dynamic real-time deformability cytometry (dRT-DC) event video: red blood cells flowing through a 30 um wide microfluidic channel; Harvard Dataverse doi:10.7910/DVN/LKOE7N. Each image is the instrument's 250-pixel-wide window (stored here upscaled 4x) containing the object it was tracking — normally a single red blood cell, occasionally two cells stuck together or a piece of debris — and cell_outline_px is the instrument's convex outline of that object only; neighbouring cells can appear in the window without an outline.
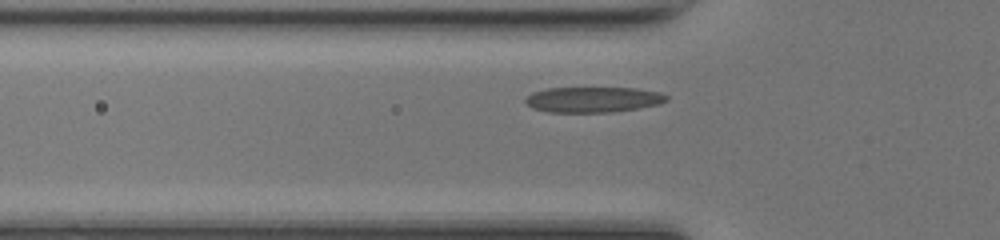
{"species": "common noctule bat (a hibernating species)", "species_latin": "Nyctalus noctula", "temperature_condition": "room temperature", "stored_images_in_passage": 28, "camera_frame_rate_fps": 3000, "um_per_image_px": 0.085, "animal": {"sex": "female", "body_mass_g": 17.0, "forearm_length_mm": 48.0}, "frame": {"image": 1, "passage_image": 4, "time_ms": 1.0, "image_size_px": [1000, 240], "cell_outline_px": [[668, 100], [660, 104], [612, 112], [548, 112], [532, 108], [524, 100], [532, 92], [548, 88], [636, 88], [660, 92], [668, 96]], "centroid_in_image_um": [50.42, 8.46], "position_along_channel_um": 75.4, "area_um2": 20.92}}
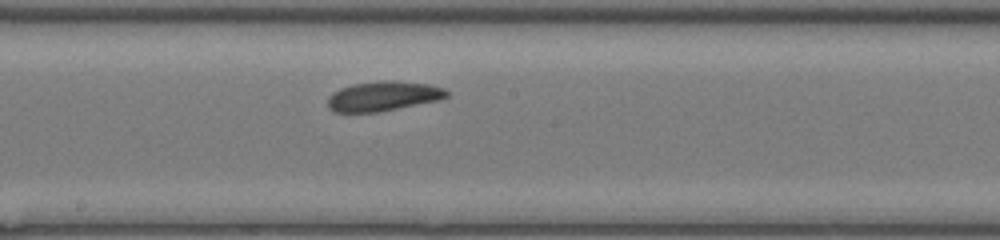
{"frame": {"image": 2, "passage_image": 14, "time_ms": 4.333, "image_size_px": [1000, 240], "cell_outline_px": [[448, 96], [440, 100], [380, 112], [332, 112], [328, 108], [328, 96], [332, 92], [340, 88], [352, 84], [388, 80], [392, 80], [428, 84], [444, 88], [448, 92]], "centroid_in_image_um": [32.56, 8.18], "position_along_channel_um": 215.6, "area_um2": 20.75}}
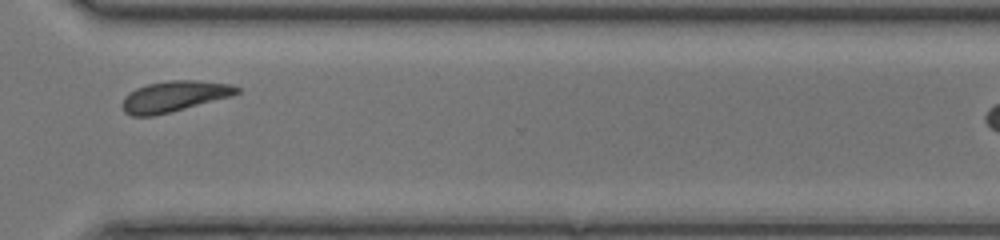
{"frame": {"image": 3, "passage_image": 24, "time_ms": 7.667, "image_size_px": [1000, 240], "cell_outline_px": [[240, 92], [232, 96], [172, 112], [156, 116], [132, 116], [124, 112], [120, 104], [124, 96], [128, 92], [136, 88], [148, 84], [168, 80], [200, 80], [232, 84], [240, 88]], "centroid_in_image_um": [14.79, 8.19], "position_along_channel_um": 355.8, "area_um2": 20.98}}